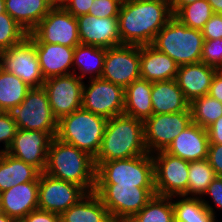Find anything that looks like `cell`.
<instances>
[{
    "mask_svg": "<svg viewBox=\"0 0 222 222\" xmlns=\"http://www.w3.org/2000/svg\"><path fill=\"white\" fill-rule=\"evenodd\" d=\"M0 68L15 74L31 88L42 87L45 81L29 35L22 42L0 52Z\"/></svg>",
    "mask_w": 222,
    "mask_h": 222,
    "instance_id": "obj_11",
    "label": "cell"
},
{
    "mask_svg": "<svg viewBox=\"0 0 222 222\" xmlns=\"http://www.w3.org/2000/svg\"><path fill=\"white\" fill-rule=\"evenodd\" d=\"M94 0H66L62 6L75 18L89 14L90 6Z\"/></svg>",
    "mask_w": 222,
    "mask_h": 222,
    "instance_id": "obj_42",
    "label": "cell"
},
{
    "mask_svg": "<svg viewBox=\"0 0 222 222\" xmlns=\"http://www.w3.org/2000/svg\"><path fill=\"white\" fill-rule=\"evenodd\" d=\"M31 89L15 74L0 68V111L11 112L20 105Z\"/></svg>",
    "mask_w": 222,
    "mask_h": 222,
    "instance_id": "obj_30",
    "label": "cell"
},
{
    "mask_svg": "<svg viewBox=\"0 0 222 222\" xmlns=\"http://www.w3.org/2000/svg\"><path fill=\"white\" fill-rule=\"evenodd\" d=\"M107 120L101 115L80 108L58 121L56 138L76 146L94 158L99 151Z\"/></svg>",
    "mask_w": 222,
    "mask_h": 222,
    "instance_id": "obj_5",
    "label": "cell"
},
{
    "mask_svg": "<svg viewBox=\"0 0 222 222\" xmlns=\"http://www.w3.org/2000/svg\"><path fill=\"white\" fill-rule=\"evenodd\" d=\"M178 64L152 45L140 46V77L155 82L176 79Z\"/></svg>",
    "mask_w": 222,
    "mask_h": 222,
    "instance_id": "obj_23",
    "label": "cell"
},
{
    "mask_svg": "<svg viewBox=\"0 0 222 222\" xmlns=\"http://www.w3.org/2000/svg\"><path fill=\"white\" fill-rule=\"evenodd\" d=\"M172 204L175 222H218L199 197L173 196Z\"/></svg>",
    "mask_w": 222,
    "mask_h": 222,
    "instance_id": "obj_31",
    "label": "cell"
},
{
    "mask_svg": "<svg viewBox=\"0 0 222 222\" xmlns=\"http://www.w3.org/2000/svg\"><path fill=\"white\" fill-rule=\"evenodd\" d=\"M13 222H25L23 219H14Z\"/></svg>",
    "mask_w": 222,
    "mask_h": 222,
    "instance_id": "obj_52",
    "label": "cell"
},
{
    "mask_svg": "<svg viewBox=\"0 0 222 222\" xmlns=\"http://www.w3.org/2000/svg\"><path fill=\"white\" fill-rule=\"evenodd\" d=\"M28 33L7 12L0 14V52L22 42Z\"/></svg>",
    "mask_w": 222,
    "mask_h": 222,
    "instance_id": "obj_36",
    "label": "cell"
},
{
    "mask_svg": "<svg viewBox=\"0 0 222 222\" xmlns=\"http://www.w3.org/2000/svg\"><path fill=\"white\" fill-rule=\"evenodd\" d=\"M39 181L12 186L1 192V212L14 219H23L38 209Z\"/></svg>",
    "mask_w": 222,
    "mask_h": 222,
    "instance_id": "obj_19",
    "label": "cell"
},
{
    "mask_svg": "<svg viewBox=\"0 0 222 222\" xmlns=\"http://www.w3.org/2000/svg\"><path fill=\"white\" fill-rule=\"evenodd\" d=\"M17 131L16 122L14 121L10 112L0 111V143L3 144V148L1 146V152H7L10 148L15 134Z\"/></svg>",
    "mask_w": 222,
    "mask_h": 222,
    "instance_id": "obj_38",
    "label": "cell"
},
{
    "mask_svg": "<svg viewBox=\"0 0 222 222\" xmlns=\"http://www.w3.org/2000/svg\"><path fill=\"white\" fill-rule=\"evenodd\" d=\"M5 12V0H0V14H3Z\"/></svg>",
    "mask_w": 222,
    "mask_h": 222,
    "instance_id": "obj_51",
    "label": "cell"
},
{
    "mask_svg": "<svg viewBox=\"0 0 222 222\" xmlns=\"http://www.w3.org/2000/svg\"><path fill=\"white\" fill-rule=\"evenodd\" d=\"M100 78L124 89L140 79V46L120 45L107 48Z\"/></svg>",
    "mask_w": 222,
    "mask_h": 222,
    "instance_id": "obj_14",
    "label": "cell"
},
{
    "mask_svg": "<svg viewBox=\"0 0 222 222\" xmlns=\"http://www.w3.org/2000/svg\"><path fill=\"white\" fill-rule=\"evenodd\" d=\"M54 6L62 5L66 0H49Z\"/></svg>",
    "mask_w": 222,
    "mask_h": 222,
    "instance_id": "obj_50",
    "label": "cell"
},
{
    "mask_svg": "<svg viewBox=\"0 0 222 222\" xmlns=\"http://www.w3.org/2000/svg\"><path fill=\"white\" fill-rule=\"evenodd\" d=\"M201 31L204 40L222 39V14L214 13Z\"/></svg>",
    "mask_w": 222,
    "mask_h": 222,
    "instance_id": "obj_41",
    "label": "cell"
},
{
    "mask_svg": "<svg viewBox=\"0 0 222 222\" xmlns=\"http://www.w3.org/2000/svg\"><path fill=\"white\" fill-rule=\"evenodd\" d=\"M217 71L202 62L179 66L176 81L189 103L193 99L208 95Z\"/></svg>",
    "mask_w": 222,
    "mask_h": 222,
    "instance_id": "obj_22",
    "label": "cell"
},
{
    "mask_svg": "<svg viewBox=\"0 0 222 222\" xmlns=\"http://www.w3.org/2000/svg\"><path fill=\"white\" fill-rule=\"evenodd\" d=\"M203 43L201 30L188 28L173 16L151 45L181 66L201 62Z\"/></svg>",
    "mask_w": 222,
    "mask_h": 222,
    "instance_id": "obj_4",
    "label": "cell"
},
{
    "mask_svg": "<svg viewBox=\"0 0 222 222\" xmlns=\"http://www.w3.org/2000/svg\"><path fill=\"white\" fill-rule=\"evenodd\" d=\"M152 82L138 79L127 86L123 114L145 121L153 115L151 102Z\"/></svg>",
    "mask_w": 222,
    "mask_h": 222,
    "instance_id": "obj_26",
    "label": "cell"
},
{
    "mask_svg": "<svg viewBox=\"0 0 222 222\" xmlns=\"http://www.w3.org/2000/svg\"><path fill=\"white\" fill-rule=\"evenodd\" d=\"M208 95L222 103V73L219 70L213 77Z\"/></svg>",
    "mask_w": 222,
    "mask_h": 222,
    "instance_id": "obj_46",
    "label": "cell"
},
{
    "mask_svg": "<svg viewBox=\"0 0 222 222\" xmlns=\"http://www.w3.org/2000/svg\"><path fill=\"white\" fill-rule=\"evenodd\" d=\"M10 113L17 129L57 133L58 120L52 112L43 86L31 88L23 102Z\"/></svg>",
    "mask_w": 222,
    "mask_h": 222,
    "instance_id": "obj_8",
    "label": "cell"
},
{
    "mask_svg": "<svg viewBox=\"0 0 222 222\" xmlns=\"http://www.w3.org/2000/svg\"><path fill=\"white\" fill-rule=\"evenodd\" d=\"M201 62L217 70L222 68V39L204 40Z\"/></svg>",
    "mask_w": 222,
    "mask_h": 222,
    "instance_id": "obj_37",
    "label": "cell"
},
{
    "mask_svg": "<svg viewBox=\"0 0 222 222\" xmlns=\"http://www.w3.org/2000/svg\"><path fill=\"white\" fill-rule=\"evenodd\" d=\"M57 133L17 129L7 153L44 172L51 141Z\"/></svg>",
    "mask_w": 222,
    "mask_h": 222,
    "instance_id": "obj_17",
    "label": "cell"
},
{
    "mask_svg": "<svg viewBox=\"0 0 222 222\" xmlns=\"http://www.w3.org/2000/svg\"><path fill=\"white\" fill-rule=\"evenodd\" d=\"M192 123L207 128L222 116V103L209 95L193 99L189 104Z\"/></svg>",
    "mask_w": 222,
    "mask_h": 222,
    "instance_id": "obj_34",
    "label": "cell"
},
{
    "mask_svg": "<svg viewBox=\"0 0 222 222\" xmlns=\"http://www.w3.org/2000/svg\"><path fill=\"white\" fill-rule=\"evenodd\" d=\"M217 177L207 158L190 161L188 172V188L185 197H199L206 192L209 184Z\"/></svg>",
    "mask_w": 222,
    "mask_h": 222,
    "instance_id": "obj_33",
    "label": "cell"
},
{
    "mask_svg": "<svg viewBox=\"0 0 222 222\" xmlns=\"http://www.w3.org/2000/svg\"><path fill=\"white\" fill-rule=\"evenodd\" d=\"M0 212H1V193H0Z\"/></svg>",
    "mask_w": 222,
    "mask_h": 222,
    "instance_id": "obj_54",
    "label": "cell"
},
{
    "mask_svg": "<svg viewBox=\"0 0 222 222\" xmlns=\"http://www.w3.org/2000/svg\"><path fill=\"white\" fill-rule=\"evenodd\" d=\"M44 80L73 73V47L49 43H33Z\"/></svg>",
    "mask_w": 222,
    "mask_h": 222,
    "instance_id": "obj_21",
    "label": "cell"
},
{
    "mask_svg": "<svg viewBox=\"0 0 222 222\" xmlns=\"http://www.w3.org/2000/svg\"><path fill=\"white\" fill-rule=\"evenodd\" d=\"M206 129L210 144H222V116Z\"/></svg>",
    "mask_w": 222,
    "mask_h": 222,
    "instance_id": "obj_45",
    "label": "cell"
},
{
    "mask_svg": "<svg viewBox=\"0 0 222 222\" xmlns=\"http://www.w3.org/2000/svg\"><path fill=\"white\" fill-rule=\"evenodd\" d=\"M2 156H3V152L0 151V160H1Z\"/></svg>",
    "mask_w": 222,
    "mask_h": 222,
    "instance_id": "obj_53",
    "label": "cell"
},
{
    "mask_svg": "<svg viewBox=\"0 0 222 222\" xmlns=\"http://www.w3.org/2000/svg\"><path fill=\"white\" fill-rule=\"evenodd\" d=\"M28 35L33 43L59 44L73 48L81 44L77 19L62 5L53 6Z\"/></svg>",
    "mask_w": 222,
    "mask_h": 222,
    "instance_id": "obj_9",
    "label": "cell"
},
{
    "mask_svg": "<svg viewBox=\"0 0 222 222\" xmlns=\"http://www.w3.org/2000/svg\"><path fill=\"white\" fill-rule=\"evenodd\" d=\"M172 17L170 0H123L118 15L121 45H151Z\"/></svg>",
    "mask_w": 222,
    "mask_h": 222,
    "instance_id": "obj_1",
    "label": "cell"
},
{
    "mask_svg": "<svg viewBox=\"0 0 222 222\" xmlns=\"http://www.w3.org/2000/svg\"><path fill=\"white\" fill-rule=\"evenodd\" d=\"M84 81L74 73L51 77L44 81L49 104L56 119L82 108Z\"/></svg>",
    "mask_w": 222,
    "mask_h": 222,
    "instance_id": "obj_15",
    "label": "cell"
},
{
    "mask_svg": "<svg viewBox=\"0 0 222 222\" xmlns=\"http://www.w3.org/2000/svg\"><path fill=\"white\" fill-rule=\"evenodd\" d=\"M54 5L49 0H5V11L29 34Z\"/></svg>",
    "mask_w": 222,
    "mask_h": 222,
    "instance_id": "obj_25",
    "label": "cell"
},
{
    "mask_svg": "<svg viewBox=\"0 0 222 222\" xmlns=\"http://www.w3.org/2000/svg\"><path fill=\"white\" fill-rule=\"evenodd\" d=\"M96 184L154 187L152 154L100 163L96 167Z\"/></svg>",
    "mask_w": 222,
    "mask_h": 222,
    "instance_id": "obj_6",
    "label": "cell"
},
{
    "mask_svg": "<svg viewBox=\"0 0 222 222\" xmlns=\"http://www.w3.org/2000/svg\"><path fill=\"white\" fill-rule=\"evenodd\" d=\"M105 55L106 48L77 45L74 50L73 73L83 81L84 78H88V80L100 78L103 72Z\"/></svg>",
    "mask_w": 222,
    "mask_h": 222,
    "instance_id": "obj_29",
    "label": "cell"
},
{
    "mask_svg": "<svg viewBox=\"0 0 222 222\" xmlns=\"http://www.w3.org/2000/svg\"><path fill=\"white\" fill-rule=\"evenodd\" d=\"M151 102L153 114L190 112L189 101L176 79L152 82Z\"/></svg>",
    "mask_w": 222,
    "mask_h": 222,
    "instance_id": "obj_24",
    "label": "cell"
},
{
    "mask_svg": "<svg viewBox=\"0 0 222 222\" xmlns=\"http://www.w3.org/2000/svg\"><path fill=\"white\" fill-rule=\"evenodd\" d=\"M40 174L36 167L4 152L0 160V193L21 183L39 181Z\"/></svg>",
    "mask_w": 222,
    "mask_h": 222,
    "instance_id": "obj_28",
    "label": "cell"
},
{
    "mask_svg": "<svg viewBox=\"0 0 222 222\" xmlns=\"http://www.w3.org/2000/svg\"><path fill=\"white\" fill-rule=\"evenodd\" d=\"M123 0H94L89 14L98 17H118Z\"/></svg>",
    "mask_w": 222,
    "mask_h": 222,
    "instance_id": "obj_39",
    "label": "cell"
},
{
    "mask_svg": "<svg viewBox=\"0 0 222 222\" xmlns=\"http://www.w3.org/2000/svg\"><path fill=\"white\" fill-rule=\"evenodd\" d=\"M154 162V187L156 195L183 196L188 188L189 161L167 153L152 154Z\"/></svg>",
    "mask_w": 222,
    "mask_h": 222,
    "instance_id": "obj_10",
    "label": "cell"
},
{
    "mask_svg": "<svg viewBox=\"0 0 222 222\" xmlns=\"http://www.w3.org/2000/svg\"><path fill=\"white\" fill-rule=\"evenodd\" d=\"M197 0H170V6L173 16L185 5L194 3Z\"/></svg>",
    "mask_w": 222,
    "mask_h": 222,
    "instance_id": "obj_47",
    "label": "cell"
},
{
    "mask_svg": "<svg viewBox=\"0 0 222 222\" xmlns=\"http://www.w3.org/2000/svg\"><path fill=\"white\" fill-rule=\"evenodd\" d=\"M78 35L83 45L111 48L121 45L118 17L98 18L91 14L76 17Z\"/></svg>",
    "mask_w": 222,
    "mask_h": 222,
    "instance_id": "obj_18",
    "label": "cell"
},
{
    "mask_svg": "<svg viewBox=\"0 0 222 222\" xmlns=\"http://www.w3.org/2000/svg\"><path fill=\"white\" fill-rule=\"evenodd\" d=\"M209 144L207 129L192 123L180 132L165 151L190 162L206 159Z\"/></svg>",
    "mask_w": 222,
    "mask_h": 222,
    "instance_id": "obj_20",
    "label": "cell"
},
{
    "mask_svg": "<svg viewBox=\"0 0 222 222\" xmlns=\"http://www.w3.org/2000/svg\"><path fill=\"white\" fill-rule=\"evenodd\" d=\"M125 222H175L172 197L154 195L138 213Z\"/></svg>",
    "mask_w": 222,
    "mask_h": 222,
    "instance_id": "obj_32",
    "label": "cell"
},
{
    "mask_svg": "<svg viewBox=\"0 0 222 222\" xmlns=\"http://www.w3.org/2000/svg\"><path fill=\"white\" fill-rule=\"evenodd\" d=\"M204 197H210V199L213 201L212 203L215 205L213 207L212 204L209 203L208 200H205L206 198L201 197V200L203 204L207 207V209L215 216L216 212L215 209L222 210V176H217L208 186L206 192L202 195Z\"/></svg>",
    "mask_w": 222,
    "mask_h": 222,
    "instance_id": "obj_40",
    "label": "cell"
},
{
    "mask_svg": "<svg viewBox=\"0 0 222 222\" xmlns=\"http://www.w3.org/2000/svg\"><path fill=\"white\" fill-rule=\"evenodd\" d=\"M144 142V122L121 114L107 120L104 136L94 163L133 158L147 154Z\"/></svg>",
    "mask_w": 222,
    "mask_h": 222,
    "instance_id": "obj_3",
    "label": "cell"
},
{
    "mask_svg": "<svg viewBox=\"0 0 222 222\" xmlns=\"http://www.w3.org/2000/svg\"><path fill=\"white\" fill-rule=\"evenodd\" d=\"M83 86L82 108L107 119L123 114L125 91L102 78L90 79Z\"/></svg>",
    "mask_w": 222,
    "mask_h": 222,
    "instance_id": "obj_12",
    "label": "cell"
},
{
    "mask_svg": "<svg viewBox=\"0 0 222 222\" xmlns=\"http://www.w3.org/2000/svg\"><path fill=\"white\" fill-rule=\"evenodd\" d=\"M23 220L25 222H60V215L53 212L36 209L25 216Z\"/></svg>",
    "mask_w": 222,
    "mask_h": 222,
    "instance_id": "obj_44",
    "label": "cell"
},
{
    "mask_svg": "<svg viewBox=\"0 0 222 222\" xmlns=\"http://www.w3.org/2000/svg\"><path fill=\"white\" fill-rule=\"evenodd\" d=\"M94 192L101 199L114 222H125L156 195L155 187L117 184H95Z\"/></svg>",
    "mask_w": 222,
    "mask_h": 222,
    "instance_id": "obj_7",
    "label": "cell"
},
{
    "mask_svg": "<svg viewBox=\"0 0 222 222\" xmlns=\"http://www.w3.org/2000/svg\"><path fill=\"white\" fill-rule=\"evenodd\" d=\"M216 14H222V0H207Z\"/></svg>",
    "mask_w": 222,
    "mask_h": 222,
    "instance_id": "obj_48",
    "label": "cell"
},
{
    "mask_svg": "<svg viewBox=\"0 0 222 222\" xmlns=\"http://www.w3.org/2000/svg\"><path fill=\"white\" fill-rule=\"evenodd\" d=\"M87 194L81 186L53 178L43 172L39 176L38 209L60 215Z\"/></svg>",
    "mask_w": 222,
    "mask_h": 222,
    "instance_id": "obj_16",
    "label": "cell"
},
{
    "mask_svg": "<svg viewBox=\"0 0 222 222\" xmlns=\"http://www.w3.org/2000/svg\"><path fill=\"white\" fill-rule=\"evenodd\" d=\"M191 112L153 114L144 121V142L149 154L163 151L188 126Z\"/></svg>",
    "mask_w": 222,
    "mask_h": 222,
    "instance_id": "obj_13",
    "label": "cell"
},
{
    "mask_svg": "<svg viewBox=\"0 0 222 222\" xmlns=\"http://www.w3.org/2000/svg\"><path fill=\"white\" fill-rule=\"evenodd\" d=\"M60 222H114L95 192L88 193L78 203L60 214Z\"/></svg>",
    "mask_w": 222,
    "mask_h": 222,
    "instance_id": "obj_27",
    "label": "cell"
},
{
    "mask_svg": "<svg viewBox=\"0 0 222 222\" xmlns=\"http://www.w3.org/2000/svg\"><path fill=\"white\" fill-rule=\"evenodd\" d=\"M43 173L81 186L88 193L95 190L96 166L94 158L89 153L64 143L56 137L51 141Z\"/></svg>",
    "mask_w": 222,
    "mask_h": 222,
    "instance_id": "obj_2",
    "label": "cell"
},
{
    "mask_svg": "<svg viewBox=\"0 0 222 222\" xmlns=\"http://www.w3.org/2000/svg\"><path fill=\"white\" fill-rule=\"evenodd\" d=\"M14 218L9 217L5 213L0 212V222H13Z\"/></svg>",
    "mask_w": 222,
    "mask_h": 222,
    "instance_id": "obj_49",
    "label": "cell"
},
{
    "mask_svg": "<svg viewBox=\"0 0 222 222\" xmlns=\"http://www.w3.org/2000/svg\"><path fill=\"white\" fill-rule=\"evenodd\" d=\"M213 14L212 7L207 0H197L183 6L174 17L188 28L202 30Z\"/></svg>",
    "mask_w": 222,
    "mask_h": 222,
    "instance_id": "obj_35",
    "label": "cell"
},
{
    "mask_svg": "<svg viewBox=\"0 0 222 222\" xmlns=\"http://www.w3.org/2000/svg\"><path fill=\"white\" fill-rule=\"evenodd\" d=\"M207 160L217 176H222V144H209Z\"/></svg>",
    "mask_w": 222,
    "mask_h": 222,
    "instance_id": "obj_43",
    "label": "cell"
}]
</instances>
